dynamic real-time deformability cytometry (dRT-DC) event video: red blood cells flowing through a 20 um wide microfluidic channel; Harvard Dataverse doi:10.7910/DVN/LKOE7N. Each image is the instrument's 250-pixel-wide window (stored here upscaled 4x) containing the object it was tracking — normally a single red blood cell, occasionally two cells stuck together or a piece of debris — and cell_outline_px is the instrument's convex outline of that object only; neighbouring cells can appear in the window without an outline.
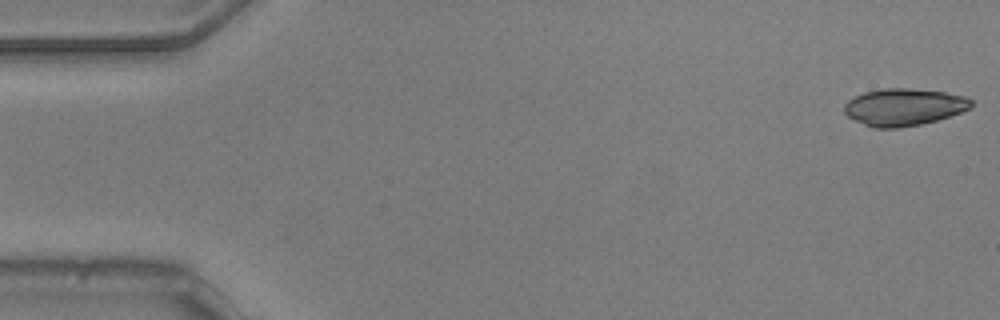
{"species": "common noctule bat (a hibernating species)", "species_latin": "Nyctalus noctula", "temperature_condition": "warm", "stored_images_in_passage": 16, "camera_frame_rate_fps": 3000, "um_per_image_px": 0.085, "animal": {"sex": "male", "body_mass_g": 20.5, "forearm_length_mm": 52.5}, "frame": {"image": 1, "passage_image": 1, "time_ms": 0.0, "image_size_px": [1000, 320], "cell_outline_px": [[972, 104], [968, 108], [960, 112], [936, 120], [916, 124], [892, 128], [880, 128], [868, 124], [848, 116], [844, 108], [856, 96], [868, 92], [940, 92], [960, 96], [972, 100]], "centroid_in_image_um": [76.87, 9.16], "position_along_channel_um": 8.1, "area_um2": 24.68}}
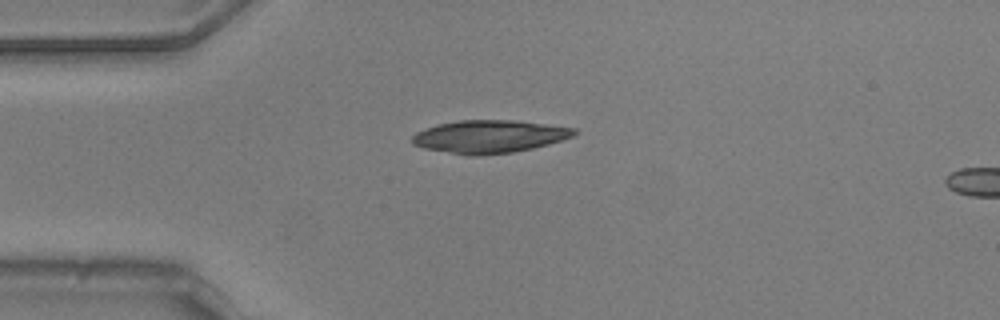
{"frame": {"image": 2, "passage_image": 13, "time_ms": 4.0, "image_size_px": [1000, 320], "cell_outline_px": [[576, 132], [560, 140], [528, 148], [508, 152], [456, 152], [428, 148], [416, 144], [412, 140], [412, 136], [428, 128], [440, 124], [464, 120], [500, 120], [572, 128]], "centroid_in_image_um": [41.56, 11.56], "position_along_channel_um": 43.4, "area_um2": 28.09}}